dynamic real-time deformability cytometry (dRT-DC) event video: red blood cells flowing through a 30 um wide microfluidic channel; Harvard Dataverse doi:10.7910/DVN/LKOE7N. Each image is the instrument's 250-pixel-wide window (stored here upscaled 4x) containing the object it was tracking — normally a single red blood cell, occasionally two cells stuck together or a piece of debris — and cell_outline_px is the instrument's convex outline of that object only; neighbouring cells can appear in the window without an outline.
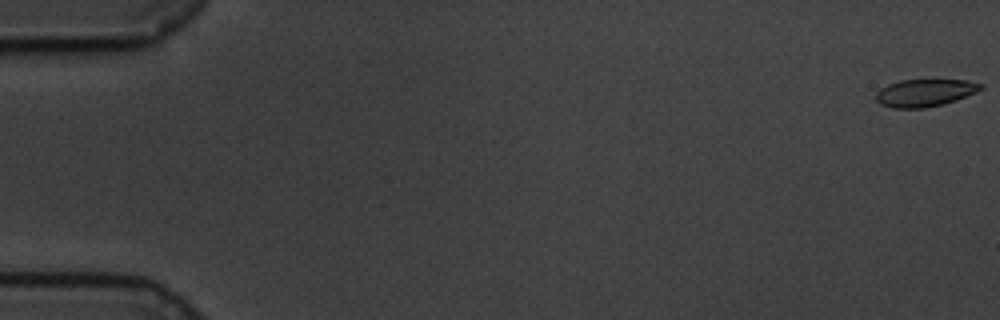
{"species": "common noctule bat (a hibernating species)", "species_latin": "Nyctalus noctula", "temperature_condition": "cold", "stored_images_in_passage": 60, "camera_frame_rate_fps": 3000, "um_per_image_px": 0.085, "animal": {"sex": "male", "body_mass_g": 19.5, "forearm_length_mm": 54.6}, "frame": {"image": 1, "passage_image": 1, "time_ms": 0.0, "image_size_px": [1000, 320], "cell_outline_px": [[984, 88], [976, 92], [956, 100], [944, 104], [924, 108], [892, 108], [880, 104], [876, 100], [876, 92], [880, 88], [888, 84], [900, 80], [932, 76], [968, 80], [984, 84]], "centroid_in_image_um": [78.66, 7.82], "position_along_channel_um": 6.3, "area_um2": 17.86}}
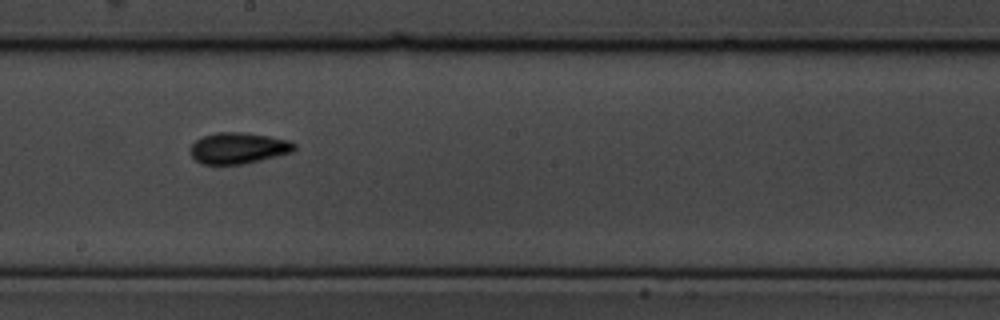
{"frame": {"image": 2, "passage_image": 34, "time_ms": 11.0, "image_size_px": [1000, 320], "cell_outline_px": [[296, 148], [292, 152], [244, 164], [200, 164], [188, 152], [188, 148], [196, 140], [204, 136], [216, 132], [240, 132], [268, 136], [288, 140], [296, 144]], "centroid_in_image_um": [20.22, 12.59], "position_along_channel_um": 228.0, "area_um2": 18.9}}
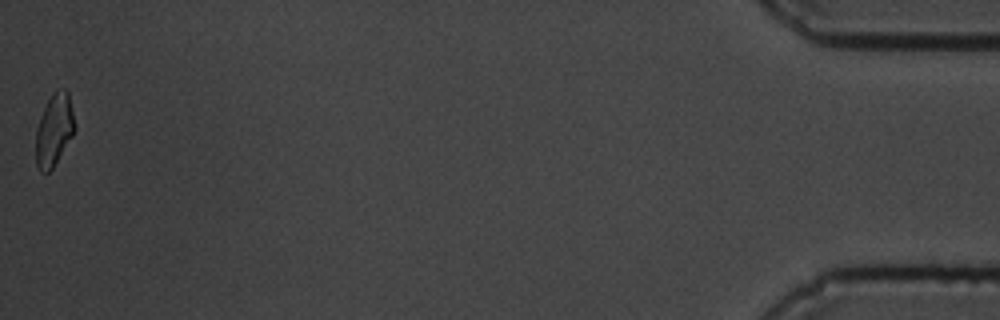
{"frame": {"image": 3, "passage_image": 60, "time_ms": 19.667, "image_size_px": [1000, 320], "cell_outline_px": [[76, 128], [72, 136], [52, 168], [48, 172], [40, 172], [36, 164], [36, 128], [40, 116], [52, 92], [56, 88], [64, 88], [68, 92]], "centroid_in_image_um": [4.59, 11.01], "position_along_channel_um": 430.6, "area_um2": 16.3}, "authors_computed_cell_mechanics": {"area_um2": 17.6579, "velocity_mm_per_s": 3.4058, "shape_relaxation_time_tau1_ms": 7.8772, "shape_relaxation_time_tau2_ms": 3.5949, "deformation_change_tau1": 0.1363, "deformation_change_tau2": 0.0678}}